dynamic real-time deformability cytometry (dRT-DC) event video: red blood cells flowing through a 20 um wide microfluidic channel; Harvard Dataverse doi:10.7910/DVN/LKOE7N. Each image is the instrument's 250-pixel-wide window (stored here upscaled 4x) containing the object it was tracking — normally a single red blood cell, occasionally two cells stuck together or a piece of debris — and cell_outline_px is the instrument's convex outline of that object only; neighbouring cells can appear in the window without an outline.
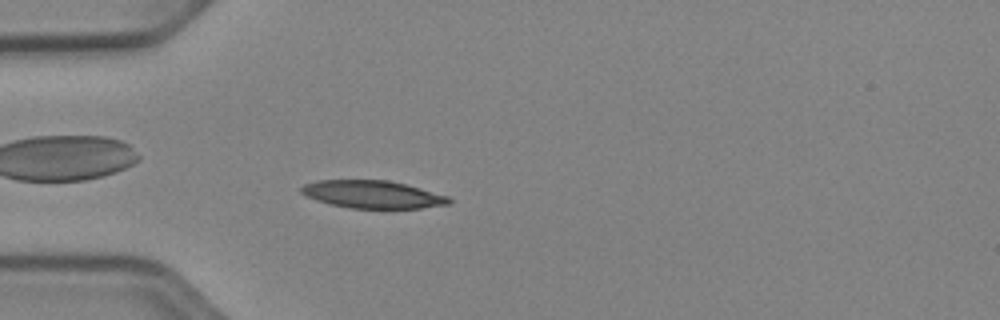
{"species": "Egyptian fruit bat (a non-hibernating species)", "species_latin": "Rousettus aegyptiacus", "temperature_condition": "cold", "stored_images_in_passage": 46, "camera_frame_rate_fps": 3000, "um_per_image_px": 0.085, "animal": {"sex": "female"}, "frame": {"image": 1, "passage_image": 16, "time_ms": 5.0, "image_size_px": [1000, 320], "cell_outline_px": [[452, 204], [420, 208], [348, 208], [316, 200], [300, 192], [300, 188], [304, 184], [320, 180], [388, 180], [408, 184], [448, 196], [452, 200]], "centroid_in_image_um": [31.72, 16.52], "position_along_channel_um": 53.3, "area_um2": 23.87}}
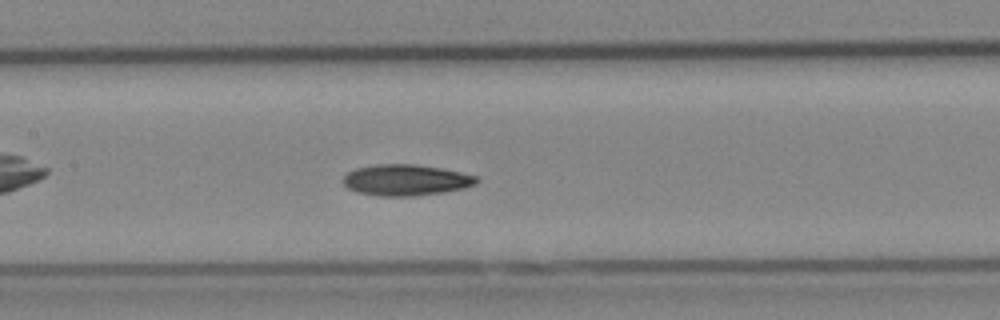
{"frame": {"image": 2, "passage_image": 26, "time_ms": 8.333, "image_size_px": [1000, 320], "cell_outline_px": [[480, 180], [476, 184], [464, 188], [444, 192], [412, 196], [380, 196], [356, 192], [348, 188], [344, 184], [344, 176], [348, 172], [356, 168], [376, 164], [416, 164], [440, 168], [480, 176]], "centroid_in_image_um": [34.53, 15.3], "position_along_channel_um": 172.9, "area_um2": 24.28}}
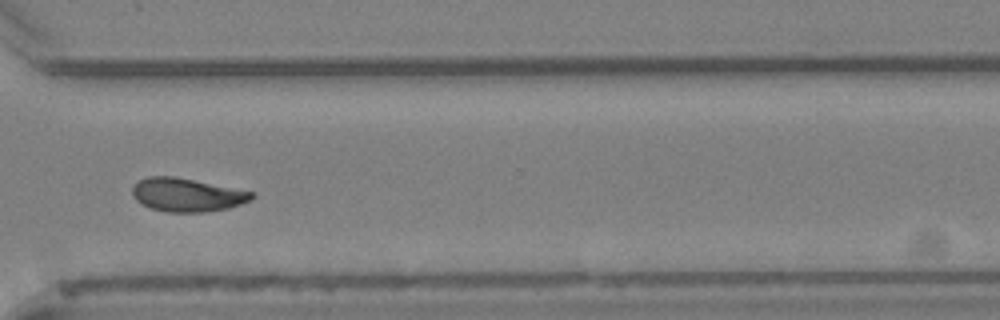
{"frame": {"image": 3, "passage_image": 40, "time_ms": 13.0, "image_size_px": [1000, 320], "cell_outline_px": [[256, 196], [240, 204], [228, 208], [204, 212], [168, 212], [152, 208], [140, 204], [132, 196], [132, 188], [140, 180], [148, 176], [172, 176], [256, 192]], "centroid_in_image_um": [15.89, 16.56], "position_along_channel_um": 354.7, "area_um2": 23.12}, "authors_computed_cell_mechanics": {"area_um2": 23.3512, "velocity_mm_per_s": 3.886, "shape_relaxation_time_tau1_ms": 7.3695, "shape_relaxation_time_tau2_ms": 5.0829, "deformation_change_tau1": 0.1699, "deformation_change_tau2": 0.0949}}